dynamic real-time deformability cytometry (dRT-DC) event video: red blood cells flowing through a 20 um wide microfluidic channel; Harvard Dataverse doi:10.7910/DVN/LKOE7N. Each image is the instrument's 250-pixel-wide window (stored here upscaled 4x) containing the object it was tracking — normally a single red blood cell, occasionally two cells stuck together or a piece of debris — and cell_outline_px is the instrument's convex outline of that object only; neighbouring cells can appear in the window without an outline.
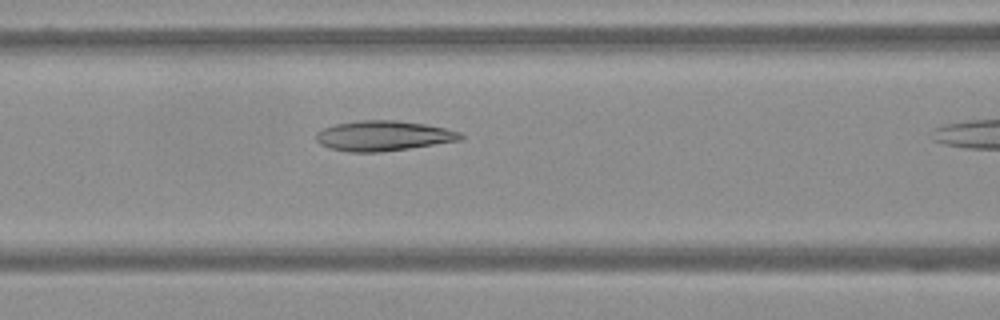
{"species": "Egyptian fruit bat (a non-hibernating species)", "species_latin": "Rousettus aegyptiacus", "temperature_condition": "warm", "stored_images_in_passage": 10, "camera_frame_rate_fps": 3000, "um_per_image_px": 0.085, "frame": {"image": 1, "passage_image": 9, "time_ms": 2.667, "image_size_px": [1000, 320], "cell_outline_px": [[464, 136], [460, 140], [408, 148], [380, 152], [348, 152], [332, 148], [320, 144], [316, 140], [316, 132], [324, 128], [336, 124], [360, 120], [396, 120], [424, 124], [444, 128], [460, 132]], "centroid_in_image_um": [32.56, 11.54], "position_along_channel_um": 134.0, "area_um2": 25.09}}